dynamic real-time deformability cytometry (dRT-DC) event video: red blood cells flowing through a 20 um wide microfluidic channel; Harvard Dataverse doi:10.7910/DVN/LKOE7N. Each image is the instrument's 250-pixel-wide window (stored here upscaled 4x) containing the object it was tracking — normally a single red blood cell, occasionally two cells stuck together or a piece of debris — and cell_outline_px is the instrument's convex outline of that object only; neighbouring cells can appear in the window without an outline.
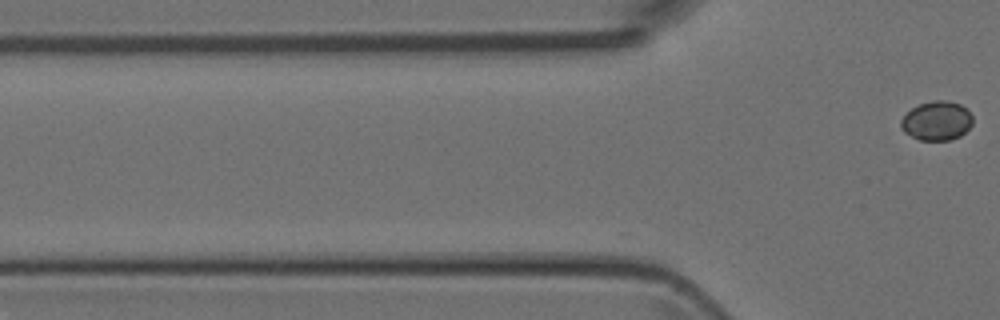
{"species": "Egyptian fruit bat (a non-hibernating species)", "species_latin": "Rousettus aegyptiacus", "temperature_condition": "room temperature", "stored_images_in_passage": 9, "camera_frame_rate_fps": 3000, "um_per_image_px": 0.085, "animal": {"sex": "female"}, "frame": {"image": 1, "passage_image": 9, "time_ms": 2.667, "image_size_px": [1000, 320], "cell_outline_px": [[972, 124], [960, 136], [952, 140], [920, 140], [904, 132], [900, 128], [900, 120], [912, 108], [920, 104], [932, 100], [944, 100], [960, 104], [972, 116]], "centroid_in_image_um": [79.6, 10.27], "position_along_channel_um": 46.2, "area_um2": 16.24}}